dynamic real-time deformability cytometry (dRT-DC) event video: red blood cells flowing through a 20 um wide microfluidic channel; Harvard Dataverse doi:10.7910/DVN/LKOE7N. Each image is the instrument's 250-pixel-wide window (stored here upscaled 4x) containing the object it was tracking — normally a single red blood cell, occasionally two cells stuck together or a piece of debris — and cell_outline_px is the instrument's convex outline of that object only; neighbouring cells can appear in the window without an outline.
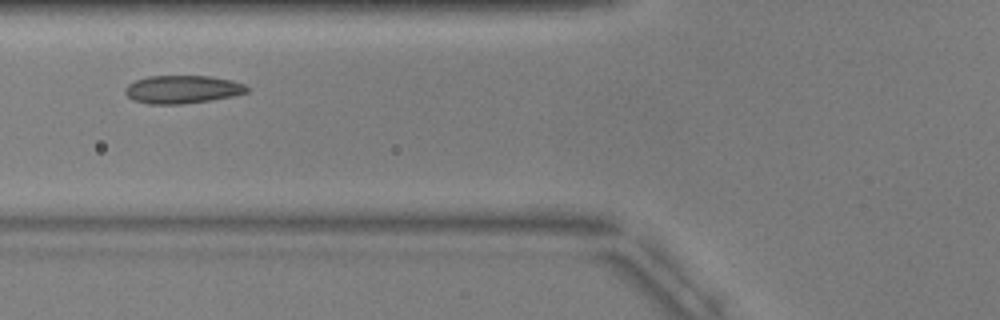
{"species": "common noctule bat (a hibernating species)", "species_latin": "Nyctalus noctula", "temperature_condition": "warm", "stored_images_in_passage": 4, "camera_frame_rate_fps": 3000, "um_per_image_px": 0.085, "animal": {"sex": "male", "body_mass_g": 17.9, "forearm_length_mm": 54.2}, "frame": {"image": 1, "passage_image": 3, "time_ms": 2.333, "image_size_px": [1000, 320], "cell_outline_px": [[248, 92], [232, 96], [212, 100], [180, 104], [148, 104], [132, 100], [124, 92], [124, 88], [128, 84], [136, 80], [148, 76], [212, 76], [232, 80], [244, 84], [248, 88]], "centroid_in_image_um": [15.49, 7.6], "position_along_channel_um": 110.3, "area_um2": 20.0}}